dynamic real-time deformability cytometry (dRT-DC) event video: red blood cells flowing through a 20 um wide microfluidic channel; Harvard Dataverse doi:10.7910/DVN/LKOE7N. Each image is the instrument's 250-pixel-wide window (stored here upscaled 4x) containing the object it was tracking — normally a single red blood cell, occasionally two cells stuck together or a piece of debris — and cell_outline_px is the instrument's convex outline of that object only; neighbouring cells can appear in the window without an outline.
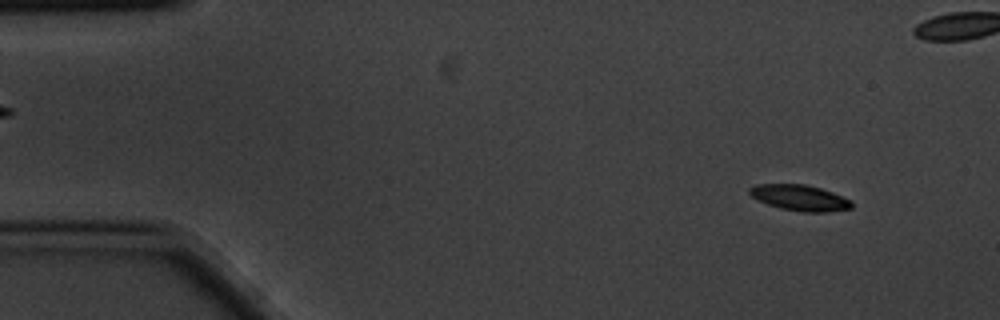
{"species": "common noctule bat (a hibernating species)", "species_latin": "Nyctalus noctula", "temperature_condition": "cold", "stored_images_in_passage": 15, "camera_frame_rate_fps": 3000, "um_per_image_px": 0.085, "animal": {"sex": "male", "body_mass_g": 20.1, "forearm_length_mm": 53.5}, "frame": {"image": 1, "passage_image": 1, "time_ms": 0.0, "image_size_px": [1000, 320], "cell_outline_px": [[852, 208], [828, 212], [804, 212], [780, 208], [756, 200], [748, 192], [748, 188], [756, 184], [804, 184], [820, 188], [832, 192], [852, 200]], "centroid_in_image_um": [67.97, 16.81], "position_along_channel_um": 17.0, "area_um2": 15.43}}
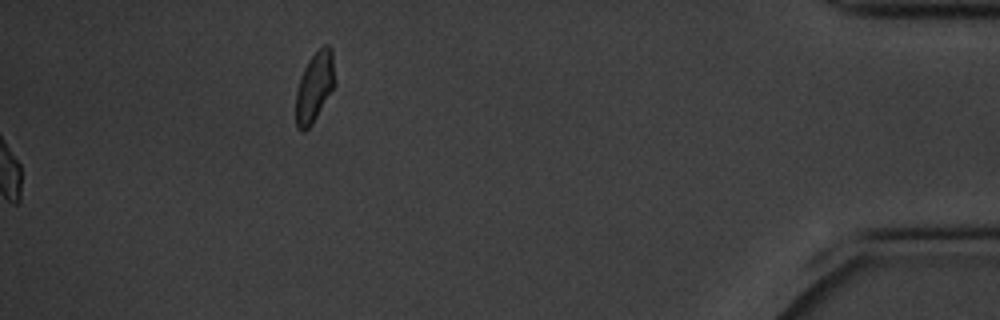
{"frame": {"image": 2, "passage_image": 15, "time_ms": 4.667, "image_size_px": [1000, 320], "cell_outline_px": [[336, 84], [312, 124], [304, 132], [300, 132], [296, 128], [296, 92], [300, 76], [308, 60], [324, 44], [328, 44], [332, 48]], "centroid_in_image_um": [26.74, 7.39], "position_along_channel_um": 408.5, "area_um2": 16.13}}